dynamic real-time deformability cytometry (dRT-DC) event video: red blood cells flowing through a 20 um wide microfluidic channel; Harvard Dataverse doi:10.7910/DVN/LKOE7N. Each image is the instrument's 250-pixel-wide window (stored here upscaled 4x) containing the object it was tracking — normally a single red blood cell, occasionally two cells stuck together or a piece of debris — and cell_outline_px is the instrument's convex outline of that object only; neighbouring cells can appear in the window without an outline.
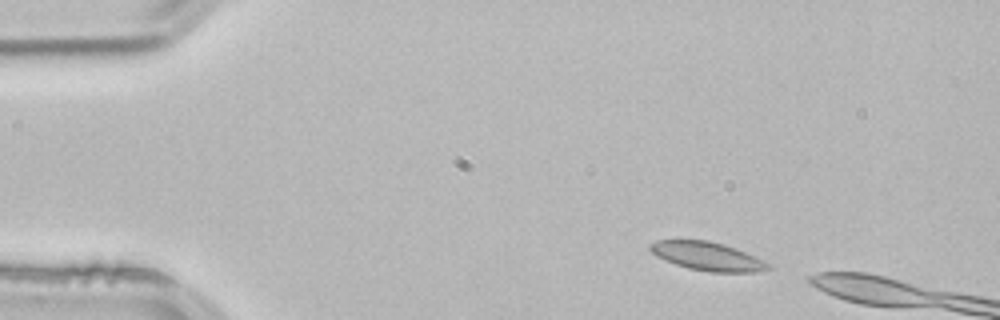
{"species": "common noctule bat (a hibernating species)", "species_latin": "Nyctalus noctula", "temperature_condition": "room temperature", "stored_images_in_passage": 3, "camera_frame_rate_fps": 3000, "um_per_image_px": 0.085, "animal": {"sex": "male", "body_mass_g": 21.5, "forearm_length_mm": 52.0}, "frame": {"image": 1, "passage_image": 1, "time_ms": 0.0, "image_size_px": [1000, 320], "cell_outline_px": [[772, 268], [756, 272], [708, 272], [688, 268], [664, 260], [656, 256], [648, 248], [648, 244], [656, 240], [708, 240], [724, 244], [736, 248], [764, 260], [772, 264]], "centroid_in_image_um": [60.14, 21.78], "position_along_channel_um": 24.9, "area_um2": 19.83}}